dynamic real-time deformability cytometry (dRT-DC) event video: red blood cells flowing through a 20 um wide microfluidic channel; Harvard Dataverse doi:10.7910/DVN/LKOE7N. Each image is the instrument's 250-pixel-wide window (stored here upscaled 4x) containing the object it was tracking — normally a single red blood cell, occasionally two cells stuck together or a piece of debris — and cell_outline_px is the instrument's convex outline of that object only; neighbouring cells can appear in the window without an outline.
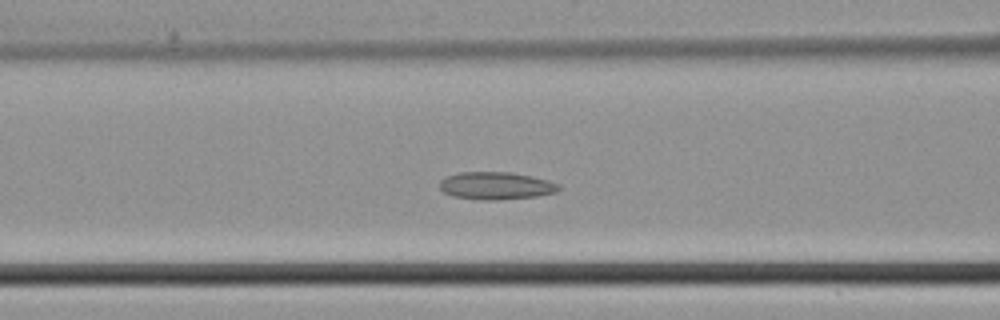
{"species": "common noctule bat (a hibernating species)", "species_latin": "Nyctalus noctula", "temperature_condition": "cold", "stored_images_in_passage": 44, "camera_frame_rate_fps": 3000, "um_per_image_px": 0.085, "animal": {"sex": "male", "body_mass_g": 21.5, "forearm_length_mm": 52.0}, "frame": {"image": 1, "passage_image": 17, "time_ms": 5.333, "image_size_px": [1000, 320], "cell_outline_px": [[560, 188], [556, 192], [536, 196], [496, 200], [484, 200], [452, 196], [444, 192], [440, 188], [440, 180], [448, 176], [460, 172], [508, 172], [532, 176], [548, 180], [560, 184]], "centroid_in_image_um": [42.17, 15.78], "position_along_channel_um": 124.4, "area_um2": 19.02}}
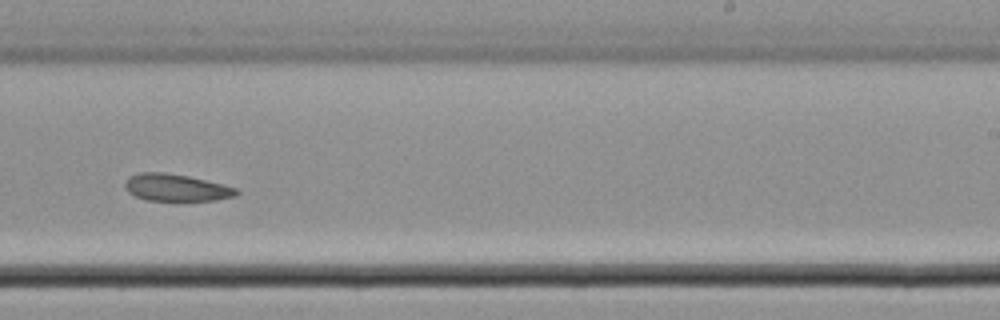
{"frame": {"image": 2, "passage_image": 27, "time_ms": 8.667, "image_size_px": [1000, 320], "cell_outline_px": [[240, 192], [236, 196], [212, 200], [148, 200], [136, 196], [128, 192], [124, 184], [128, 176], [140, 172], [164, 172], [188, 176], [224, 184], [236, 188]], "centroid_in_image_um": [14.97, 15.93], "position_along_channel_um": 274.0, "area_um2": 17.51}}
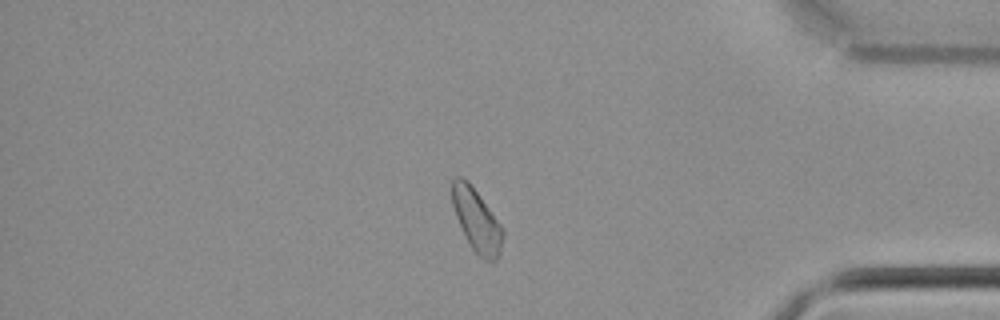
{"frame": {"image": 3, "passage_image": 37, "time_ms": 12.0, "image_size_px": [1000, 320], "cell_outline_px": [[504, 236], [500, 252], [496, 260], [484, 260], [472, 248], [456, 216], [452, 204], [452, 180], [456, 176], [460, 176], [468, 180], [500, 224], [504, 232]], "centroid_in_image_um": [40.52, 18.7], "position_along_channel_um": 394.7, "area_um2": 18.09}}